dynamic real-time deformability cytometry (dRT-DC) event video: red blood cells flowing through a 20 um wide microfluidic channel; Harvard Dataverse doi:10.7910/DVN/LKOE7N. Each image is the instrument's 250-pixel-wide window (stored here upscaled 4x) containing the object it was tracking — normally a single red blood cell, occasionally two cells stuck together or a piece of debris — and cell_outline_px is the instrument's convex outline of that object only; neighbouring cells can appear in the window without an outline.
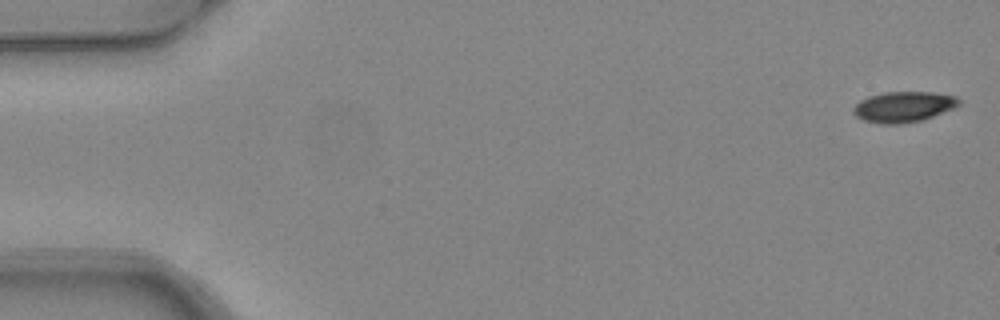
{"species": "common noctule bat (a hibernating species)", "species_latin": "Nyctalus noctula", "temperature_condition": "warm", "stored_images_in_passage": 6, "segment_of_instrument_passage": [1, 2], "camera_frame_rate_fps": 3000, "um_per_image_px": 0.085, "animal": {"sex": "female", "body_mass_g": 24.6, "forearm_length_mm": 56.2}, "frame": {"image": 1, "passage_image": 1, "time_ms": 0.0, "image_size_px": [1000, 320], "cell_outline_px": [[960, 104], [956, 108], [924, 120], [900, 124], [880, 124], [864, 120], [856, 116], [852, 112], [852, 108], [860, 100], [868, 96], [884, 92], [932, 92], [956, 96], [960, 100]], "centroid_in_image_um": [76.82, 9.08], "position_along_channel_um": 8.2, "area_um2": 19.13}}